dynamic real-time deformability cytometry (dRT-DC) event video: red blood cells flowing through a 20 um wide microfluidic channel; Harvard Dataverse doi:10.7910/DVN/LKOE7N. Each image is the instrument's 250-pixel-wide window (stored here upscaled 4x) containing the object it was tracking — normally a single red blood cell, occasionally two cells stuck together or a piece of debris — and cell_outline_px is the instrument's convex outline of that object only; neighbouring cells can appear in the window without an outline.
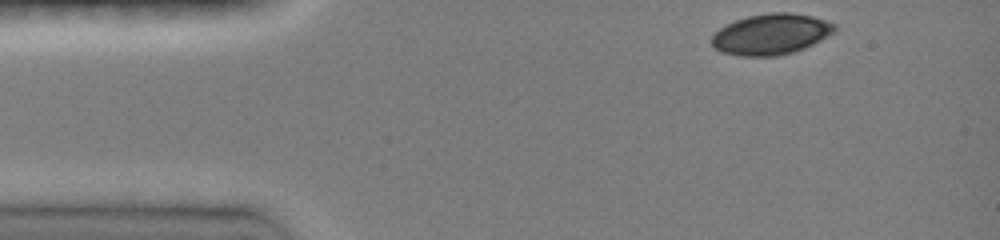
{"species": "common noctule bat (a hibernating species)", "species_latin": "Nyctalus noctula", "temperature_condition": "room temperature", "stored_images_in_passage": 5, "camera_frame_rate_fps": 3000, "um_per_image_px": 0.085, "animal": {"sex": "female", "body_mass_g": 19.0, "forearm_length_mm": 51.5}, "frame": {"image": 1, "passage_image": 1, "time_ms": 0.0, "image_size_px": [1000, 240], "cell_outline_px": [[836, 28], [832, 32], [820, 40], [804, 48], [792, 52], [776, 56], [740, 56], [720, 52], [712, 44], [712, 36], [720, 28], [736, 20], [748, 16], [768, 12], [792, 12], [812, 16], [836, 24]], "centroid_in_image_um": [65.52, 2.9], "position_along_channel_um": 19.5, "area_um2": 29.02}}
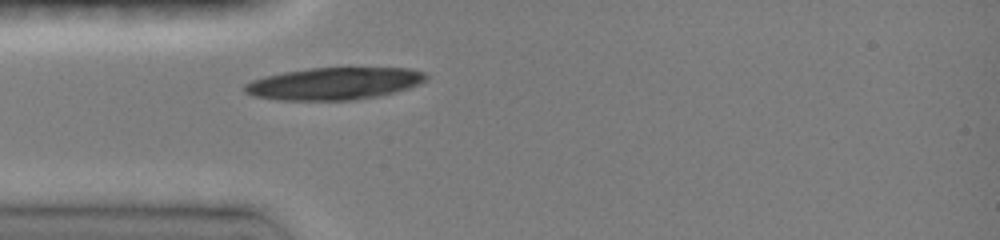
{"frame": {"image": 2, "passage_image": 5, "time_ms": 2.667, "image_size_px": [1000, 240], "cell_outline_px": [[428, 80], [420, 84], [396, 92], [380, 96], [352, 100], [280, 100], [252, 96], [244, 92], [244, 84], [252, 80], [264, 76], [284, 72], [312, 68], [412, 68], [424, 72], [428, 76]], "centroid_in_image_um": [28.43, 7.1], "position_along_channel_um": 56.6, "area_um2": 34.28}}